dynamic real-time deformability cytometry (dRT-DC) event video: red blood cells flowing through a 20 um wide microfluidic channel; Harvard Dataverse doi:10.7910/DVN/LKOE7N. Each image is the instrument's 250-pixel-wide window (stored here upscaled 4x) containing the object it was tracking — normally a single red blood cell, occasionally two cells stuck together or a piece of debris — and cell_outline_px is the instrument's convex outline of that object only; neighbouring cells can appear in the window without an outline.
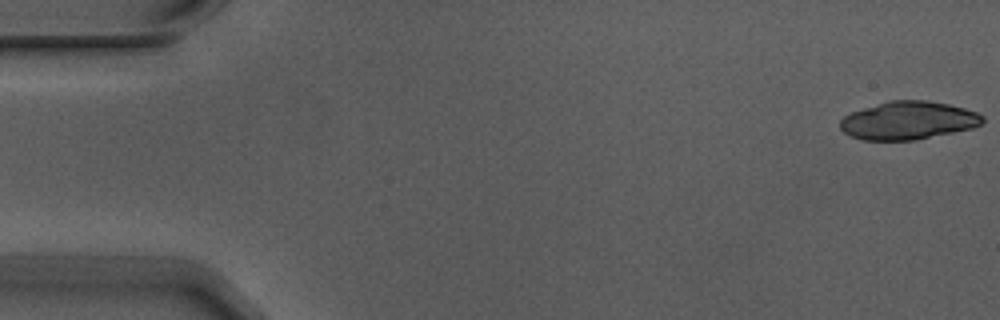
{"species": "Egyptian fruit bat (a non-hibernating species)", "species_latin": "Rousettus aegyptiacus", "temperature_condition": "warm", "stored_images_in_passage": 5, "camera_frame_rate_fps": 3000, "um_per_image_px": 0.085, "animal": {"sex": "male"}, "frame": {"image": 1, "passage_image": 1, "time_ms": 0.0, "image_size_px": [1000, 320], "cell_outline_px": [[984, 120], [980, 124], [972, 128], [912, 140], [860, 140], [848, 136], [840, 128], [840, 120], [844, 116], [852, 112], [888, 100], [928, 100], [948, 104], [964, 108], [976, 112], [984, 116]], "centroid_in_image_um": [77.16, 10.24], "position_along_channel_um": 7.8, "area_um2": 31.5}}